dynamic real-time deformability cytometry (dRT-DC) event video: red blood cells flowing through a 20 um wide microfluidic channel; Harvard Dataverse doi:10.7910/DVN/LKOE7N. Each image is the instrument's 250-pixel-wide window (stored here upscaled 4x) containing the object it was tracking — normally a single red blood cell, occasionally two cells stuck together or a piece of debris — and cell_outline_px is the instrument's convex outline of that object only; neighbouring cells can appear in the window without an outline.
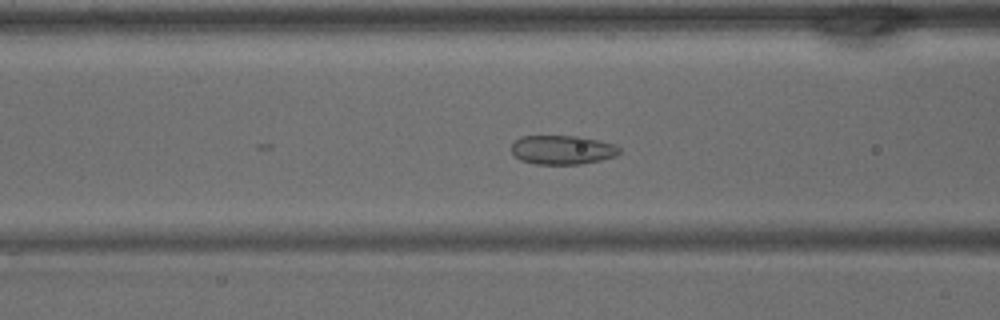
{"species": "common noctule bat (a hibernating species)", "species_latin": "Nyctalus noctula", "temperature_condition": "warm", "stored_images_in_passage": 20, "camera_frame_rate_fps": 3000, "um_per_image_px": 0.085, "animal": {"sex": "male", "body_mass_g": 15.6}, "frame": {"image": 1, "passage_image": 16, "time_ms": 5.0, "image_size_px": [1000, 320], "cell_outline_px": [[620, 152], [616, 156], [600, 160], [580, 164], [536, 164], [520, 160], [512, 152], [512, 144], [520, 136], [576, 136], [616, 144], [620, 148]], "centroid_in_image_um": [47.8, 12.74], "position_along_channel_um": 118.8, "area_um2": 18.21}}
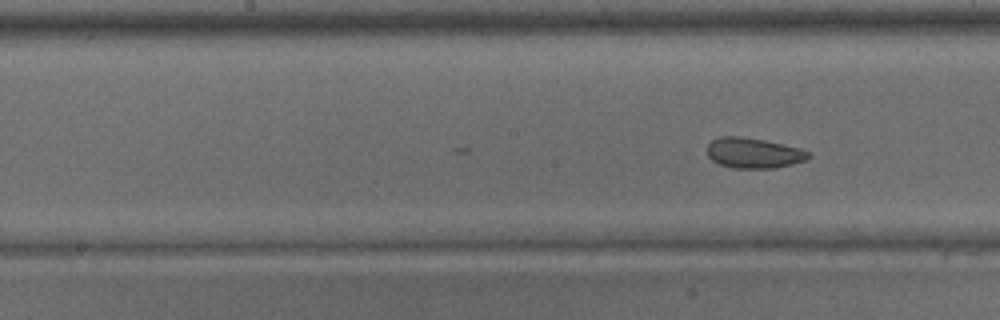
{"frame": {"image": 2, "passage_image": 20, "time_ms": 6.333, "image_size_px": [1000, 320], "cell_outline_px": [[812, 156], [804, 160], [792, 164], [776, 168], [732, 168], [720, 164], [712, 160], [708, 156], [708, 144], [712, 140], [720, 136], [740, 136], [764, 140], [800, 148], [812, 152]], "centroid_in_image_um": [64.08, 13.0], "position_along_channel_um": 184.1, "area_um2": 17.98}}